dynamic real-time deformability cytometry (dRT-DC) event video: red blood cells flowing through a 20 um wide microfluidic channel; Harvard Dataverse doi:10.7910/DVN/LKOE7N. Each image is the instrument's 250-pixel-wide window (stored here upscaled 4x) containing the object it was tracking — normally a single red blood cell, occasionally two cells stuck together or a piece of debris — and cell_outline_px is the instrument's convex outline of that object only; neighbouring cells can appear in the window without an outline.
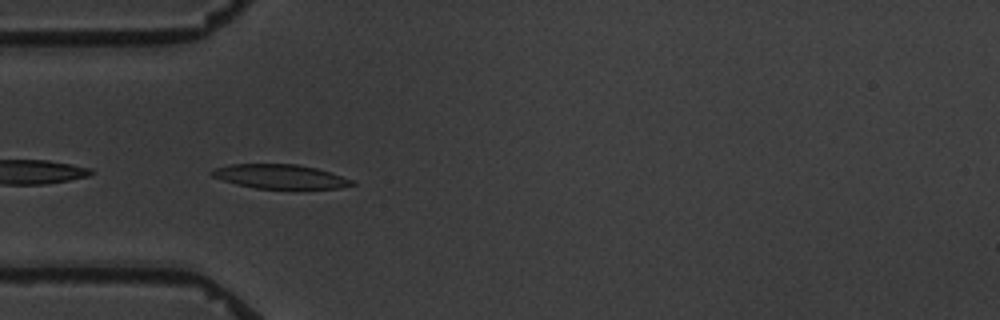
{"species": "common noctule bat (a hibernating species)", "species_latin": "Nyctalus noctula", "temperature_condition": "warm", "stored_images_in_passage": 6, "camera_frame_rate_fps": 3000, "um_per_image_px": 0.085, "animal": {"sex": "male", "body_mass_g": 19.5, "forearm_length_mm": 54.6}, "frame": {"image": 1, "passage_image": 5, "time_ms": 4.667, "image_size_px": [1000, 320], "cell_outline_px": [[356, 184], [340, 188], [256, 188], [236, 184], [212, 176], [208, 172], [212, 168], [232, 164], [296, 164], [316, 168], [352, 180]], "centroid_in_image_um": [23.75, 14.99], "position_along_channel_um": 61.3, "area_um2": 19.48}}